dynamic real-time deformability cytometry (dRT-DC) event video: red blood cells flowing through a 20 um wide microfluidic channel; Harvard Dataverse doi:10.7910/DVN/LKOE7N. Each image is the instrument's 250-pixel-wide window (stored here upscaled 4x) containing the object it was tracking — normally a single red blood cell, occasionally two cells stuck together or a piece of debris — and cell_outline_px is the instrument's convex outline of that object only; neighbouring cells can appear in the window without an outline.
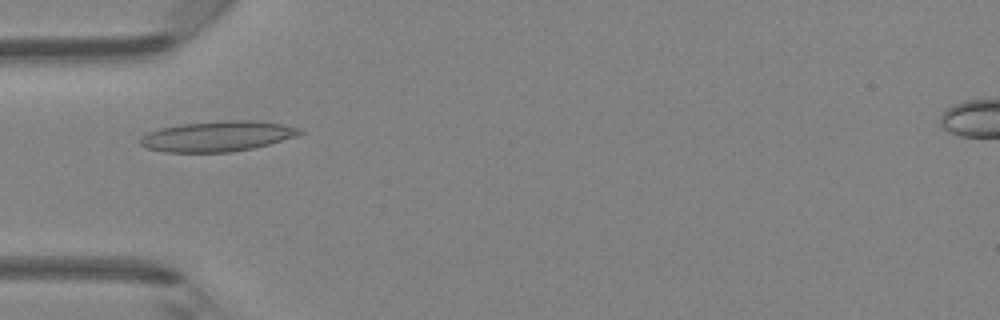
{"species": "Egyptian fruit bat (a non-hibernating species)", "species_latin": "Rousettus aegyptiacus", "temperature_condition": "room temperature", "stored_images_in_passage": 47, "camera_frame_rate_fps": 3000, "um_per_image_px": 0.085, "animal": {"sex": "female"}, "frame": {"image": 1, "passage_image": 15, "time_ms": 4.667, "image_size_px": [1000, 320], "cell_outline_px": [[304, 132], [296, 136], [268, 144], [252, 148], [228, 152], [164, 152], [148, 148], [140, 144], [140, 140], [148, 132], [160, 128], [180, 124], [224, 120], [256, 120], [280, 124], [300, 128]], "centroid_in_image_um": [18.48, 11.57], "position_along_channel_um": 66.5, "area_um2": 28.03}}
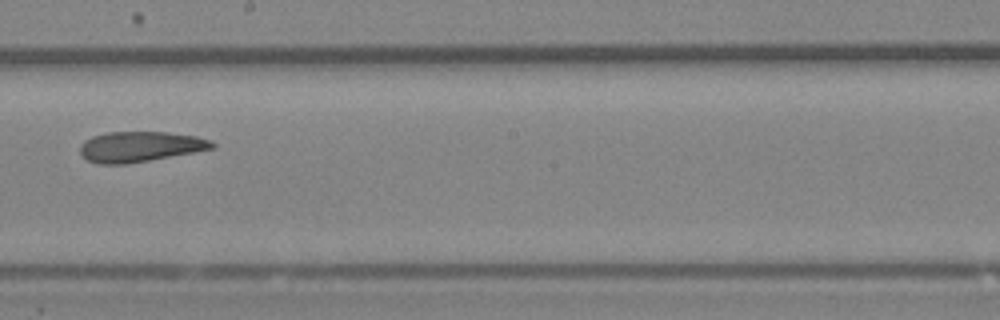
{"frame": {"image": 2, "passage_image": 27, "time_ms": 8.667, "image_size_px": [1000, 320], "cell_outline_px": [[216, 148], [148, 160], [124, 164], [96, 164], [80, 156], [80, 144], [84, 140], [92, 136], [108, 132], [168, 132], [196, 136], [212, 140], [216, 144]], "centroid_in_image_um": [11.89, 12.46], "position_along_channel_um": 236.3, "area_um2": 23.47}}
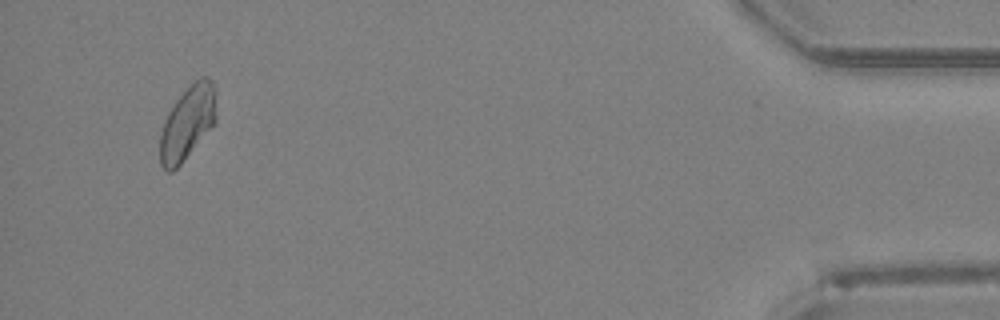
{"frame": {"image": 3, "passage_image": 45, "time_ms": 14.667, "image_size_px": [1000, 320], "cell_outline_px": [[216, 124], [180, 164], [172, 172], [168, 172], [160, 164], [160, 136], [164, 120], [168, 112], [176, 100], [200, 76], [208, 76], [212, 80], [216, 88]], "centroid_in_image_um": [15.97, 10.42], "position_along_channel_um": 419.2, "area_um2": 24.33}, "authors_computed_cell_mechanics": {"area_um2": 24.5072, "velocity_mm_per_s": 4.2694, "shape_relaxation_time_tau1_ms": null, "shape_relaxation_time_tau2_ms": 3.9487, "deformation_change_tau1": null, "deformation_change_tau2": 0.1016}}